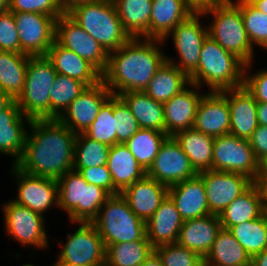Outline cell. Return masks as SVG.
I'll use <instances>...</instances> for the list:
<instances>
[{"mask_svg": "<svg viewBox=\"0 0 267 266\" xmlns=\"http://www.w3.org/2000/svg\"><path fill=\"white\" fill-rule=\"evenodd\" d=\"M266 243H265V250H267V229H266Z\"/></svg>", "mask_w": 267, "mask_h": 266, "instance_id": "cell-61", "label": "cell"}, {"mask_svg": "<svg viewBox=\"0 0 267 266\" xmlns=\"http://www.w3.org/2000/svg\"><path fill=\"white\" fill-rule=\"evenodd\" d=\"M241 10L244 27L253 48L257 45L267 50V15L254 8L247 0H236Z\"/></svg>", "mask_w": 267, "mask_h": 266, "instance_id": "cell-43", "label": "cell"}, {"mask_svg": "<svg viewBox=\"0 0 267 266\" xmlns=\"http://www.w3.org/2000/svg\"><path fill=\"white\" fill-rule=\"evenodd\" d=\"M202 13H193L179 23L163 40L172 36L173 44L179 55V60L166 56V60L175 65L188 77L197 69L203 41L208 36V26H203Z\"/></svg>", "mask_w": 267, "mask_h": 266, "instance_id": "cell-10", "label": "cell"}, {"mask_svg": "<svg viewBox=\"0 0 267 266\" xmlns=\"http://www.w3.org/2000/svg\"><path fill=\"white\" fill-rule=\"evenodd\" d=\"M153 0H113L124 30L131 38H150Z\"/></svg>", "mask_w": 267, "mask_h": 266, "instance_id": "cell-34", "label": "cell"}, {"mask_svg": "<svg viewBox=\"0 0 267 266\" xmlns=\"http://www.w3.org/2000/svg\"><path fill=\"white\" fill-rule=\"evenodd\" d=\"M107 167L113 181L114 195L120 194L125 188L146 175V171L125 143H116L110 147Z\"/></svg>", "mask_w": 267, "mask_h": 266, "instance_id": "cell-28", "label": "cell"}, {"mask_svg": "<svg viewBox=\"0 0 267 266\" xmlns=\"http://www.w3.org/2000/svg\"><path fill=\"white\" fill-rule=\"evenodd\" d=\"M257 184H267V154L258 161Z\"/></svg>", "mask_w": 267, "mask_h": 266, "instance_id": "cell-51", "label": "cell"}, {"mask_svg": "<svg viewBox=\"0 0 267 266\" xmlns=\"http://www.w3.org/2000/svg\"><path fill=\"white\" fill-rule=\"evenodd\" d=\"M22 266H35V265H32V264H30V263H29V264L26 263V264H24V265H22Z\"/></svg>", "mask_w": 267, "mask_h": 266, "instance_id": "cell-62", "label": "cell"}, {"mask_svg": "<svg viewBox=\"0 0 267 266\" xmlns=\"http://www.w3.org/2000/svg\"><path fill=\"white\" fill-rule=\"evenodd\" d=\"M13 101L14 99L0 88V112L5 110Z\"/></svg>", "mask_w": 267, "mask_h": 266, "instance_id": "cell-55", "label": "cell"}, {"mask_svg": "<svg viewBox=\"0 0 267 266\" xmlns=\"http://www.w3.org/2000/svg\"><path fill=\"white\" fill-rule=\"evenodd\" d=\"M66 13L108 53L131 37L124 30L113 0H89L72 5Z\"/></svg>", "mask_w": 267, "mask_h": 266, "instance_id": "cell-4", "label": "cell"}, {"mask_svg": "<svg viewBox=\"0 0 267 266\" xmlns=\"http://www.w3.org/2000/svg\"><path fill=\"white\" fill-rule=\"evenodd\" d=\"M194 12L185 0H153L150 15V39L164 40Z\"/></svg>", "mask_w": 267, "mask_h": 266, "instance_id": "cell-29", "label": "cell"}, {"mask_svg": "<svg viewBox=\"0 0 267 266\" xmlns=\"http://www.w3.org/2000/svg\"><path fill=\"white\" fill-rule=\"evenodd\" d=\"M110 147L78 133L74 146L73 168H88L107 165Z\"/></svg>", "mask_w": 267, "mask_h": 266, "instance_id": "cell-41", "label": "cell"}, {"mask_svg": "<svg viewBox=\"0 0 267 266\" xmlns=\"http://www.w3.org/2000/svg\"><path fill=\"white\" fill-rule=\"evenodd\" d=\"M168 196L184 221L211 214L203 179L199 175L169 186Z\"/></svg>", "mask_w": 267, "mask_h": 266, "instance_id": "cell-23", "label": "cell"}, {"mask_svg": "<svg viewBox=\"0 0 267 266\" xmlns=\"http://www.w3.org/2000/svg\"><path fill=\"white\" fill-rule=\"evenodd\" d=\"M251 266H267V250L255 254L251 258Z\"/></svg>", "mask_w": 267, "mask_h": 266, "instance_id": "cell-53", "label": "cell"}, {"mask_svg": "<svg viewBox=\"0 0 267 266\" xmlns=\"http://www.w3.org/2000/svg\"><path fill=\"white\" fill-rule=\"evenodd\" d=\"M114 116L116 143H126L140 127L130 108L119 96H114Z\"/></svg>", "mask_w": 267, "mask_h": 266, "instance_id": "cell-45", "label": "cell"}, {"mask_svg": "<svg viewBox=\"0 0 267 266\" xmlns=\"http://www.w3.org/2000/svg\"><path fill=\"white\" fill-rule=\"evenodd\" d=\"M183 222L175 203L167 196L156 212L146 221V237L154 248L176 243Z\"/></svg>", "mask_w": 267, "mask_h": 266, "instance_id": "cell-27", "label": "cell"}, {"mask_svg": "<svg viewBox=\"0 0 267 266\" xmlns=\"http://www.w3.org/2000/svg\"><path fill=\"white\" fill-rule=\"evenodd\" d=\"M20 159L13 164L33 176L59 179L73 170L74 146L77 134L58 119H34L27 125Z\"/></svg>", "mask_w": 267, "mask_h": 266, "instance_id": "cell-1", "label": "cell"}, {"mask_svg": "<svg viewBox=\"0 0 267 266\" xmlns=\"http://www.w3.org/2000/svg\"><path fill=\"white\" fill-rule=\"evenodd\" d=\"M61 4L63 6V8L65 9V11L70 8L72 5L79 3V2H85V1H89V0H60Z\"/></svg>", "mask_w": 267, "mask_h": 266, "instance_id": "cell-58", "label": "cell"}, {"mask_svg": "<svg viewBox=\"0 0 267 266\" xmlns=\"http://www.w3.org/2000/svg\"><path fill=\"white\" fill-rule=\"evenodd\" d=\"M86 87L79 80L57 74L50 90V119H57Z\"/></svg>", "mask_w": 267, "mask_h": 266, "instance_id": "cell-40", "label": "cell"}, {"mask_svg": "<svg viewBox=\"0 0 267 266\" xmlns=\"http://www.w3.org/2000/svg\"><path fill=\"white\" fill-rule=\"evenodd\" d=\"M163 40L130 38L117 50L109 52L102 81L113 96L129 91H144L157 70L166 61L160 46Z\"/></svg>", "mask_w": 267, "mask_h": 266, "instance_id": "cell-2", "label": "cell"}, {"mask_svg": "<svg viewBox=\"0 0 267 266\" xmlns=\"http://www.w3.org/2000/svg\"><path fill=\"white\" fill-rule=\"evenodd\" d=\"M73 170L77 171L89 184L100 186L110 195H114V185L107 165L73 168Z\"/></svg>", "mask_w": 267, "mask_h": 266, "instance_id": "cell-49", "label": "cell"}, {"mask_svg": "<svg viewBox=\"0 0 267 266\" xmlns=\"http://www.w3.org/2000/svg\"><path fill=\"white\" fill-rule=\"evenodd\" d=\"M55 40L88 60L101 73L106 70L109 53L66 12L56 19Z\"/></svg>", "mask_w": 267, "mask_h": 266, "instance_id": "cell-14", "label": "cell"}, {"mask_svg": "<svg viewBox=\"0 0 267 266\" xmlns=\"http://www.w3.org/2000/svg\"><path fill=\"white\" fill-rule=\"evenodd\" d=\"M0 51L20 53V41L14 14L9 10L0 13Z\"/></svg>", "mask_w": 267, "mask_h": 266, "instance_id": "cell-47", "label": "cell"}, {"mask_svg": "<svg viewBox=\"0 0 267 266\" xmlns=\"http://www.w3.org/2000/svg\"><path fill=\"white\" fill-rule=\"evenodd\" d=\"M248 140L259 161L267 154V126L258 125Z\"/></svg>", "mask_w": 267, "mask_h": 266, "instance_id": "cell-50", "label": "cell"}, {"mask_svg": "<svg viewBox=\"0 0 267 266\" xmlns=\"http://www.w3.org/2000/svg\"><path fill=\"white\" fill-rule=\"evenodd\" d=\"M198 175L203 179L210 213L215 215H220L254 183L240 173L205 170Z\"/></svg>", "mask_w": 267, "mask_h": 266, "instance_id": "cell-17", "label": "cell"}, {"mask_svg": "<svg viewBox=\"0 0 267 266\" xmlns=\"http://www.w3.org/2000/svg\"><path fill=\"white\" fill-rule=\"evenodd\" d=\"M57 72L47 56H30L24 87L15 100L30 120L50 119V90Z\"/></svg>", "mask_w": 267, "mask_h": 266, "instance_id": "cell-8", "label": "cell"}, {"mask_svg": "<svg viewBox=\"0 0 267 266\" xmlns=\"http://www.w3.org/2000/svg\"><path fill=\"white\" fill-rule=\"evenodd\" d=\"M91 223L106 248L110 244L134 242L146 236V222L134 214L121 194L111 195Z\"/></svg>", "mask_w": 267, "mask_h": 266, "instance_id": "cell-7", "label": "cell"}, {"mask_svg": "<svg viewBox=\"0 0 267 266\" xmlns=\"http://www.w3.org/2000/svg\"><path fill=\"white\" fill-rule=\"evenodd\" d=\"M29 55L0 51V88L16 100L23 90Z\"/></svg>", "mask_w": 267, "mask_h": 266, "instance_id": "cell-36", "label": "cell"}, {"mask_svg": "<svg viewBox=\"0 0 267 266\" xmlns=\"http://www.w3.org/2000/svg\"><path fill=\"white\" fill-rule=\"evenodd\" d=\"M51 266H72V265L64 263V262H60L58 259H56L54 264H52Z\"/></svg>", "mask_w": 267, "mask_h": 266, "instance_id": "cell-60", "label": "cell"}, {"mask_svg": "<svg viewBox=\"0 0 267 266\" xmlns=\"http://www.w3.org/2000/svg\"><path fill=\"white\" fill-rule=\"evenodd\" d=\"M112 96L103 81L86 87L57 118L72 132L84 133L98 115L99 109Z\"/></svg>", "mask_w": 267, "mask_h": 266, "instance_id": "cell-18", "label": "cell"}, {"mask_svg": "<svg viewBox=\"0 0 267 266\" xmlns=\"http://www.w3.org/2000/svg\"><path fill=\"white\" fill-rule=\"evenodd\" d=\"M146 175L168 187L198 175L190 159L173 136H168Z\"/></svg>", "mask_w": 267, "mask_h": 266, "instance_id": "cell-15", "label": "cell"}, {"mask_svg": "<svg viewBox=\"0 0 267 266\" xmlns=\"http://www.w3.org/2000/svg\"><path fill=\"white\" fill-rule=\"evenodd\" d=\"M188 87L163 103L165 133L168 136H174L177 132L194 126L197 108L205 93L200 94L198 85L190 83Z\"/></svg>", "mask_w": 267, "mask_h": 266, "instance_id": "cell-19", "label": "cell"}, {"mask_svg": "<svg viewBox=\"0 0 267 266\" xmlns=\"http://www.w3.org/2000/svg\"><path fill=\"white\" fill-rule=\"evenodd\" d=\"M204 266H251V257L230 230L222 228L204 258Z\"/></svg>", "mask_w": 267, "mask_h": 266, "instance_id": "cell-32", "label": "cell"}, {"mask_svg": "<svg viewBox=\"0 0 267 266\" xmlns=\"http://www.w3.org/2000/svg\"><path fill=\"white\" fill-rule=\"evenodd\" d=\"M267 217H261L232 226L229 230L252 258L265 250Z\"/></svg>", "mask_w": 267, "mask_h": 266, "instance_id": "cell-39", "label": "cell"}, {"mask_svg": "<svg viewBox=\"0 0 267 266\" xmlns=\"http://www.w3.org/2000/svg\"><path fill=\"white\" fill-rule=\"evenodd\" d=\"M30 119L23 115L14 100L5 110L0 112V154L13 157L15 164L21 157L27 134L26 123Z\"/></svg>", "mask_w": 267, "mask_h": 266, "instance_id": "cell-26", "label": "cell"}, {"mask_svg": "<svg viewBox=\"0 0 267 266\" xmlns=\"http://www.w3.org/2000/svg\"><path fill=\"white\" fill-rule=\"evenodd\" d=\"M78 228L72 234H67L66 243L59 242L60 262L72 266H104L106 247L98 230L92 223L78 222Z\"/></svg>", "mask_w": 267, "mask_h": 266, "instance_id": "cell-11", "label": "cell"}, {"mask_svg": "<svg viewBox=\"0 0 267 266\" xmlns=\"http://www.w3.org/2000/svg\"><path fill=\"white\" fill-rule=\"evenodd\" d=\"M254 8L267 15V0H247Z\"/></svg>", "mask_w": 267, "mask_h": 266, "instance_id": "cell-56", "label": "cell"}, {"mask_svg": "<svg viewBox=\"0 0 267 266\" xmlns=\"http://www.w3.org/2000/svg\"><path fill=\"white\" fill-rule=\"evenodd\" d=\"M212 170L240 173L256 182L258 160L248 139L232 134L214 137Z\"/></svg>", "mask_w": 267, "mask_h": 266, "instance_id": "cell-9", "label": "cell"}, {"mask_svg": "<svg viewBox=\"0 0 267 266\" xmlns=\"http://www.w3.org/2000/svg\"><path fill=\"white\" fill-rule=\"evenodd\" d=\"M189 84V77L166 60L149 81L144 92L154 100L165 103Z\"/></svg>", "mask_w": 267, "mask_h": 266, "instance_id": "cell-35", "label": "cell"}, {"mask_svg": "<svg viewBox=\"0 0 267 266\" xmlns=\"http://www.w3.org/2000/svg\"><path fill=\"white\" fill-rule=\"evenodd\" d=\"M220 92L227 98L230 108V134L238 138L249 139L259 125L258 102L244 85Z\"/></svg>", "mask_w": 267, "mask_h": 266, "instance_id": "cell-21", "label": "cell"}, {"mask_svg": "<svg viewBox=\"0 0 267 266\" xmlns=\"http://www.w3.org/2000/svg\"><path fill=\"white\" fill-rule=\"evenodd\" d=\"M18 30L20 53L45 56L55 41L56 19L40 13L13 12Z\"/></svg>", "mask_w": 267, "mask_h": 266, "instance_id": "cell-13", "label": "cell"}, {"mask_svg": "<svg viewBox=\"0 0 267 266\" xmlns=\"http://www.w3.org/2000/svg\"><path fill=\"white\" fill-rule=\"evenodd\" d=\"M57 182L59 208L66 211L73 224L91 223L111 196L102 187L89 184L75 170L66 172Z\"/></svg>", "mask_w": 267, "mask_h": 266, "instance_id": "cell-5", "label": "cell"}, {"mask_svg": "<svg viewBox=\"0 0 267 266\" xmlns=\"http://www.w3.org/2000/svg\"><path fill=\"white\" fill-rule=\"evenodd\" d=\"M119 97L130 108L140 128L165 132L164 106L144 91H129Z\"/></svg>", "mask_w": 267, "mask_h": 266, "instance_id": "cell-31", "label": "cell"}, {"mask_svg": "<svg viewBox=\"0 0 267 266\" xmlns=\"http://www.w3.org/2000/svg\"><path fill=\"white\" fill-rule=\"evenodd\" d=\"M11 175L17 181V198L13 202L28 207L32 211L43 214L56 206L59 208V193L57 179L33 176L11 165Z\"/></svg>", "mask_w": 267, "mask_h": 266, "instance_id": "cell-16", "label": "cell"}, {"mask_svg": "<svg viewBox=\"0 0 267 266\" xmlns=\"http://www.w3.org/2000/svg\"><path fill=\"white\" fill-rule=\"evenodd\" d=\"M245 63L223 49L209 35L203 41L197 69L189 76L190 83L209 91H224L244 85Z\"/></svg>", "mask_w": 267, "mask_h": 266, "instance_id": "cell-3", "label": "cell"}, {"mask_svg": "<svg viewBox=\"0 0 267 266\" xmlns=\"http://www.w3.org/2000/svg\"><path fill=\"white\" fill-rule=\"evenodd\" d=\"M10 1L11 0H0V13L9 9Z\"/></svg>", "mask_w": 267, "mask_h": 266, "instance_id": "cell-59", "label": "cell"}, {"mask_svg": "<svg viewBox=\"0 0 267 266\" xmlns=\"http://www.w3.org/2000/svg\"><path fill=\"white\" fill-rule=\"evenodd\" d=\"M263 196V214L267 217V184H259Z\"/></svg>", "mask_w": 267, "mask_h": 266, "instance_id": "cell-57", "label": "cell"}, {"mask_svg": "<svg viewBox=\"0 0 267 266\" xmlns=\"http://www.w3.org/2000/svg\"><path fill=\"white\" fill-rule=\"evenodd\" d=\"M120 194L134 214L146 222L168 196V186L145 175Z\"/></svg>", "mask_w": 267, "mask_h": 266, "instance_id": "cell-22", "label": "cell"}, {"mask_svg": "<svg viewBox=\"0 0 267 266\" xmlns=\"http://www.w3.org/2000/svg\"><path fill=\"white\" fill-rule=\"evenodd\" d=\"M84 134L109 147L116 144L113 95L99 109L98 115Z\"/></svg>", "mask_w": 267, "mask_h": 266, "instance_id": "cell-42", "label": "cell"}, {"mask_svg": "<svg viewBox=\"0 0 267 266\" xmlns=\"http://www.w3.org/2000/svg\"><path fill=\"white\" fill-rule=\"evenodd\" d=\"M167 137L165 132L140 128L125 144L140 166L147 171Z\"/></svg>", "mask_w": 267, "mask_h": 266, "instance_id": "cell-38", "label": "cell"}, {"mask_svg": "<svg viewBox=\"0 0 267 266\" xmlns=\"http://www.w3.org/2000/svg\"><path fill=\"white\" fill-rule=\"evenodd\" d=\"M230 108L227 98L219 91H207L197 108L193 128L213 137L230 133Z\"/></svg>", "mask_w": 267, "mask_h": 266, "instance_id": "cell-20", "label": "cell"}, {"mask_svg": "<svg viewBox=\"0 0 267 266\" xmlns=\"http://www.w3.org/2000/svg\"><path fill=\"white\" fill-rule=\"evenodd\" d=\"M222 229L219 215L185 220L177 239V244L196 252L203 259L210 252L218 232Z\"/></svg>", "mask_w": 267, "mask_h": 266, "instance_id": "cell-24", "label": "cell"}, {"mask_svg": "<svg viewBox=\"0 0 267 266\" xmlns=\"http://www.w3.org/2000/svg\"><path fill=\"white\" fill-rule=\"evenodd\" d=\"M164 266H204V259L196 252L177 243L154 248Z\"/></svg>", "mask_w": 267, "mask_h": 266, "instance_id": "cell-44", "label": "cell"}, {"mask_svg": "<svg viewBox=\"0 0 267 266\" xmlns=\"http://www.w3.org/2000/svg\"><path fill=\"white\" fill-rule=\"evenodd\" d=\"M204 17L212 15L208 23V35L223 49L235 54L245 64L254 60V48L250 43L240 7L228 0L202 12Z\"/></svg>", "mask_w": 267, "mask_h": 266, "instance_id": "cell-6", "label": "cell"}, {"mask_svg": "<svg viewBox=\"0 0 267 266\" xmlns=\"http://www.w3.org/2000/svg\"><path fill=\"white\" fill-rule=\"evenodd\" d=\"M154 251L148 238L110 244L106 248V266H140Z\"/></svg>", "mask_w": 267, "mask_h": 266, "instance_id": "cell-37", "label": "cell"}, {"mask_svg": "<svg viewBox=\"0 0 267 266\" xmlns=\"http://www.w3.org/2000/svg\"><path fill=\"white\" fill-rule=\"evenodd\" d=\"M46 56L57 74H63L79 80L87 87L102 81V73L93 64L78 56L72 50L61 46L56 40L49 48Z\"/></svg>", "mask_w": 267, "mask_h": 266, "instance_id": "cell-25", "label": "cell"}, {"mask_svg": "<svg viewBox=\"0 0 267 266\" xmlns=\"http://www.w3.org/2000/svg\"><path fill=\"white\" fill-rule=\"evenodd\" d=\"M4 227L10 238L22 246L35 247L38 250L48 248V235L45 228V216L12 200L2 204Z\"/></svg>", "mask_w": 267, "mask_h": 266, "instance_id": "cell-12", "label": "cell"}, {"mask_svg": "<svg viewBox=\"0 0 267 266\" xmlns=\"http://www.w3.org/2000/svg\"><path fill=\"white\" fill-rule=\"evenodd\" d=\"M263 215V196L259 184L253 183L244 193L231 202L219 215L223 229Z\"/></svg>", "mask_w": 267, "mask_h": 266, "instance_id": "cell-30", "label": "cell"}, {"mask_svg": "<svg viewBox=\"0 0 267 266\" xmlns=\"http://www.w3.org/2000/svg\"><path fill=\"white\" fill-rule=\"evenodd\" d=\"M173 137L198 173L212 170L213 136L191 128L179 131Z\"/></svg>", "mask_w": 267, "mask_h": 266, "instance_id": "cell-33", "label": "cell"}, {"mask_svg": "<svg viewBox=\"0 0 267 266\" xmlns=\"http://www.w3.org/2000/svg\"><path fill=\"white\" fill-rule=\"evenodd\" d=\"M11 12L40 13L59 17L65 13L60 0H11L9 4Z\"/></svg>", "mask_w": 267, "mask_h": 266, "instance_id": "cell-46", "label": "cell"}, {"mask_svg": "<svg viewBox=\"0 0 267 266\" xmlns=\"http://www.w3.org/2000/svg\"><path fill=\"white\" fill-rule=\"evenodd\" d=\"M254 62L246 64L244 70V86L257 102L267 103V68L249 74Z\"/></svg>", "mask_w": 267, "mask_h": 266, "instance_id": "cell-48", "label": "cell"}, {"mask_svg": "<svg viewBox=\"0 0 267 266\" xmlns=\"http://www.w3.org/2000/svg\"><path fill=\"white\" fill-rule=\"evenodd\" d=\"M257 120H258L259 125L267 126V103L266 102H258Z\"/></svg>", "mask_w": 267, "mask_h": 266, "instance_id": "cell-52", "label": "cell"}, {"mask_svg": "<svg viewBox=\"0 0 267 266\" xmlns=\"http://www.w3.org/2000/svg\"><path fill=\"white\" fill-rule=\"evenodd\" d=\"M140 266H164L158 254L153 251Z\"/></svg>", "mask_w": 267, "mask_h": 266, "instance_id": "cell-54", "label": "cell"}]
</instances>
